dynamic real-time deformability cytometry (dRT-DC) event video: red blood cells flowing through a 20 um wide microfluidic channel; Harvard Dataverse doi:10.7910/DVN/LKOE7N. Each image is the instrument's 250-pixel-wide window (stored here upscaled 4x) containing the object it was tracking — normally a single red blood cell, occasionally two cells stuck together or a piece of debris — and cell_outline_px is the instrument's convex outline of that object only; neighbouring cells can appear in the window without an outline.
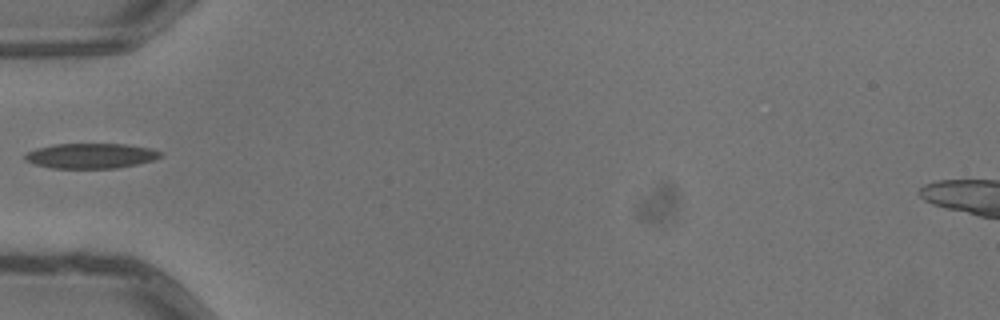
{"species": "common noctule bat (a hibernating species)", "species_latin": "Nyctalus noctula", "temperature_condition": "warm", "stored_images_in_passage": 4, "segment_of_instrument_passage": [2, 2], "camera_frame_rate_fps": 3000, "um_per_image_px": 0.085, "animal": {"sex": "male", "body_mass_g": 13.3}, "frame": {"image": 1, "passage_image": 3, "time_ms": 0.667, "image_size_px": [1000, 320], "cell_outline_px": [[164, 156], [152, 160], [136, 164], [116, 168], [52, 168], [36, 164], [24, 160], [24, 152], [36, 148], [56, 144], [124, 144], [148, 148], [160, 152]], "centroid_in_image_um": [7.67, 13.24], "position_along_channel_um": 77.3, "area_um2": 19.71}}
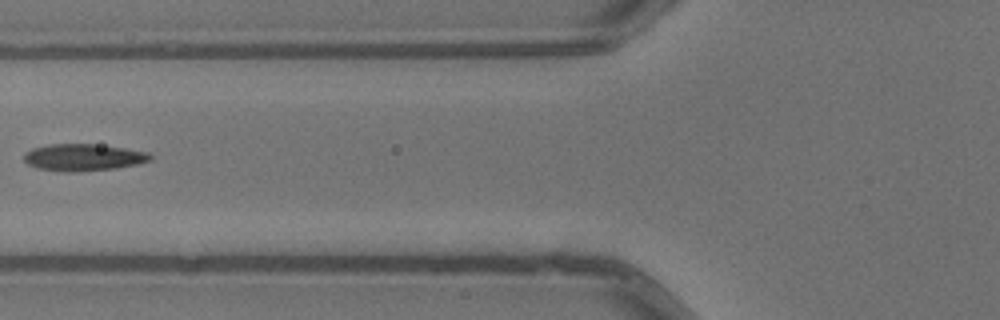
{"frame": {"image": 2, "passage_image": 4, "time_ms": 1.0, "image_size_px": [1000, 320], "cell_outline_px": [[152, 160], [136, 164], [116, 168], [72, 172], [60, 172], [36, 168], [28, 164], [24, 160], [24, 152], [32, 148], [48, 144], [92, 144], [124, 148], [148, 152], [152, 156]], "centroid_in_image_um": [7.04, 13.38], "position_along_channel_um": 118.8, "area_um2": 19.88}}